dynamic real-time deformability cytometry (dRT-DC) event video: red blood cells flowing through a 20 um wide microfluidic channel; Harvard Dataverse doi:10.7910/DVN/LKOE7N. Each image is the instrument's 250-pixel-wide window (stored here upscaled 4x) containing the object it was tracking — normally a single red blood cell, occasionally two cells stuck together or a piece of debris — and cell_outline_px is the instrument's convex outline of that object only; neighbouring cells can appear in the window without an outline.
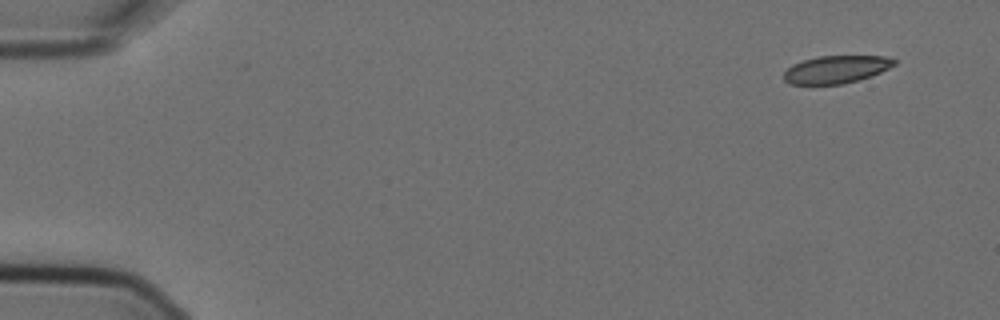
{"species": "Egyptian fruit bat (a non-hibernating species)", "species_latin": "Rousettus aegyptiacus", "temperature_condition": "cold", "stored_images_in_passage": 6, "camera_frame_rate_fps": 3000, "um_per_image_px": 0.085, "animal": {"sex": "female"}, "frame": {"image": 1, "passage_image": 1, "time_ms": 0.0, "image_size_px": [1000, 320], "cell_outline_px": [[896, 64], [872, 76], [844, 84], [792, 84], [784, 80], [784, 72], [792, 64], [804, 60], [820, 56], [884, 56], [896, 60]], "centroid_in_image_um": [71.08, 5.9], "position_along_channel_um": 13.9, "area_um2": 17.69}}
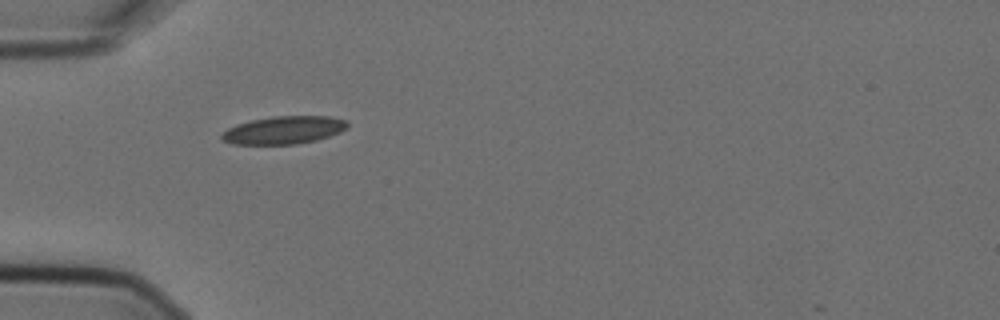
{"frame": {"image": 2, "passage_image": 5, "time_ms": 1.333, "image_size_px": [1000, 320], "cell_outline_px": [[348, 128], [340, 132], [316, 140], [296, 144], [232, 144], [224, 140], [220, 136], [228, 128], [236, 124], [252, 120], [272, 116], [328, 116], [348, 120]], "centroid_in_image_um": [24.15, 11.05], "position_along_channel_um": 60.8, "area_um2": 20.35}}
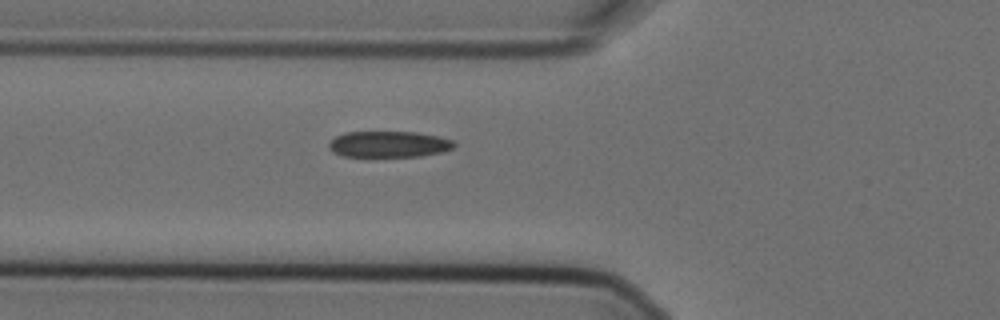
{"frame": {"image": 3, "passage_image": 6, "time_ms": 1.667, "image_size_px": [1000, 320], "cell_outline_px": [[456, 144], [452, 148], [444, 152], [420, 156], [340, 156], [332, 152], [328, 148], [328, 144], [336, 136], [344, 132], [416, 132], [440, 136], [452, 140]], "centroid_in_image_um": [33.05, 12.26], "position_along_channel_um": 92.8, "area_um2": 19.19}}